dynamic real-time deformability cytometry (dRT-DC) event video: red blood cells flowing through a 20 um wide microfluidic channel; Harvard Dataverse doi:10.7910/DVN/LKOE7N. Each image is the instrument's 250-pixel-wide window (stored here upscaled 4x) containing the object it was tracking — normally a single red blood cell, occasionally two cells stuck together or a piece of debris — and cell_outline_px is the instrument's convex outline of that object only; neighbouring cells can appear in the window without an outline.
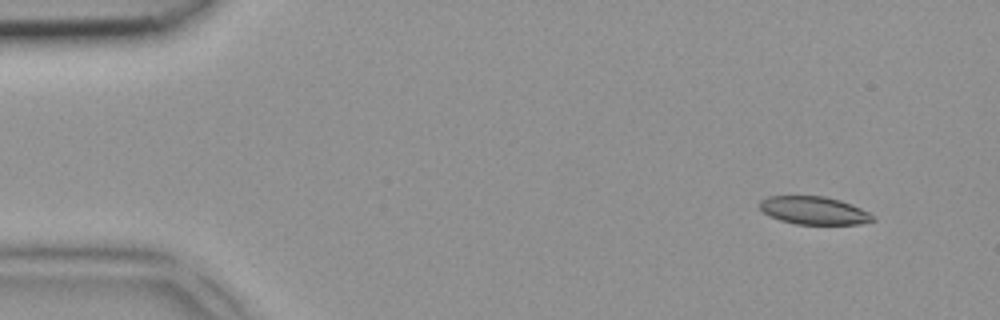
{"species": "common noctule bat (a hibernating species)", "species_latin": "Nyctalus noctula", "temperature_condition": "room temperature", "stored_images_in_passage": 6, "camera_frame_rate_fps": 3000, "um_per_image_px": 0.085, "animal": {"sex": "female", "body_mass_g": 18.4}, "frame": {"image": 1, "passage_image": 2, "time_ms": 0.333, "image_size_px": [1000, 320], "cell_outline_px": [[876, 220], [860, 224], [796, 224], [780, 220], [768, 216], [756, 204], [760, 200], [768, 196], [824, 196], [840, 200], [852, 204], [876, 216]], "centroid_in_image_um": [69.17, 17.89], "position_along_channel_um": 15.8, "area_um2": 18.61}}
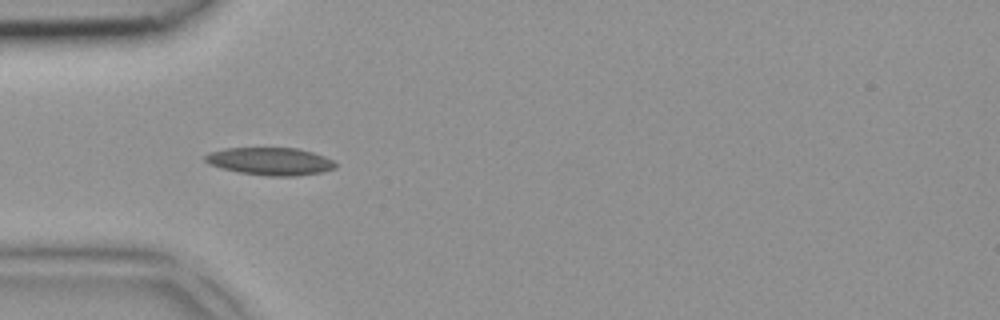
{"frame": {"image": 2, "passage_image": 5, "time_ms": 1.333, "image_size_px": [1000, 320], "cell_outline_px": [[336, 168], [324, 172], [296, 176], [268, 176], [240, 172], [220, 168], [208, 164], [204, 160], [204, 156], [208, 152], [224, 148], [296, 148], [312, 152], [324, 156], [332, 160], [336, 164]], "centroid_in_image_um": [22.95, 13.71], "position_along_channel_um": 62.0, "area_um2": 21.1}}